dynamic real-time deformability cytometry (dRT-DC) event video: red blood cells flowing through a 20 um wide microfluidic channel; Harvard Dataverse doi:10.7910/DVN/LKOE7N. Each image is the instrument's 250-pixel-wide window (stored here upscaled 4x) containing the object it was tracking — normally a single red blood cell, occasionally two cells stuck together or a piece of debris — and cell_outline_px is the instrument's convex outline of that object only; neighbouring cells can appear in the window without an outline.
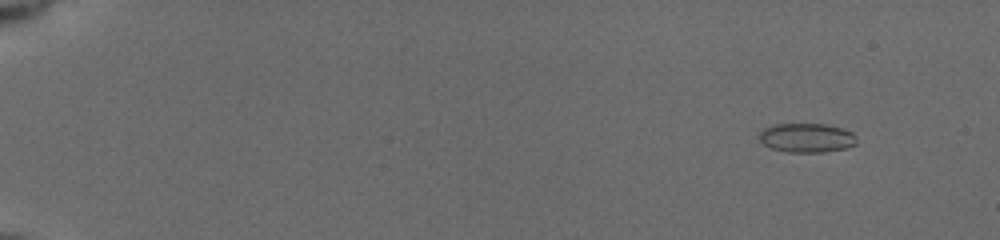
{"species": "common noctule bat (a hibernating species)", "species_latin": "Nyctalus noctula", "temperature_condition": "cold", "stored_images_in_passage": 46, "camera_frame_rate_fps": 3000, "um_per_image_px": 0.085, "animal": {"sex": "female", "body_mass_g": 19.5, "forearm_length_mm": 54.1}, "frame": {"image": 1, "passage_image": 6, "time_ms": 1.667, "image_size_px": [1000, 240], "cell_outline_px": [[856, 144], [848, 148], [824, 152], [788, 152], [772, 148], [764, 144], [756, 136], [764, 128], [772, 124], [824, 124], [840, 128], [852, 132], [856, 136]], "centroid_in_image_um": [68.55, 11.71], "position_along_channel_um": 16.4, "area_um2": 16.65}}
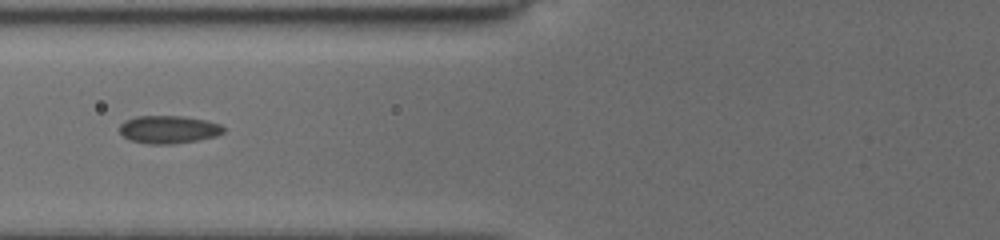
{"frame": {"image": 2, "passage_image": 25, "time_ms": 8.0, "image_size_px": [1000, 240], "cell_outline_px": [[224, 132], [216, 136], [196, 140], [172, 144], [148, 144], [128, 140], [120, 132], [120, 124], [136, 116], [180, 116], [204, 120], [220, 124], [224, 128]], "centroid_in_image_um": [14.31, 11.01], "position_along_channel_um": 111.5, "area_um2": 16.7}}
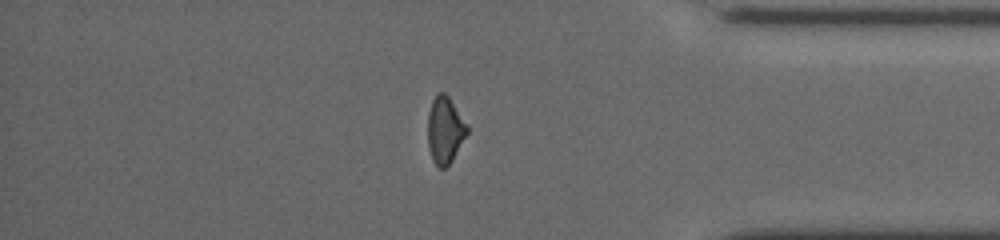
{"frame": {"image": 3, "passage_image": 41, "time_ms": 15.667, "image_size_px": [1000, 240], "cell_outline_px": [[468, 132], [452, 160], [444, 168], [440, 168], [432, 160], [428, 148], [428, 112], [432, 100], [436, 92], [444, 92], [448, 96], [468, 128]], "centroid_in_image_um": [37.79, 11.05], "position_along_channel_um": 397.4, "area_um2": 15.09}, "authors_computed_cell_mechanics": {"area_um2": 16.4441, "velocity_mm_per_s": 3.9415, "shape_relaxation_time_tau1_ms": 8.4012, "shape_relaxation_time_tau2_ms": 3.0438, "deformation_change_tau1": 0.125, "deformation_change_tau2": 0.0758}}